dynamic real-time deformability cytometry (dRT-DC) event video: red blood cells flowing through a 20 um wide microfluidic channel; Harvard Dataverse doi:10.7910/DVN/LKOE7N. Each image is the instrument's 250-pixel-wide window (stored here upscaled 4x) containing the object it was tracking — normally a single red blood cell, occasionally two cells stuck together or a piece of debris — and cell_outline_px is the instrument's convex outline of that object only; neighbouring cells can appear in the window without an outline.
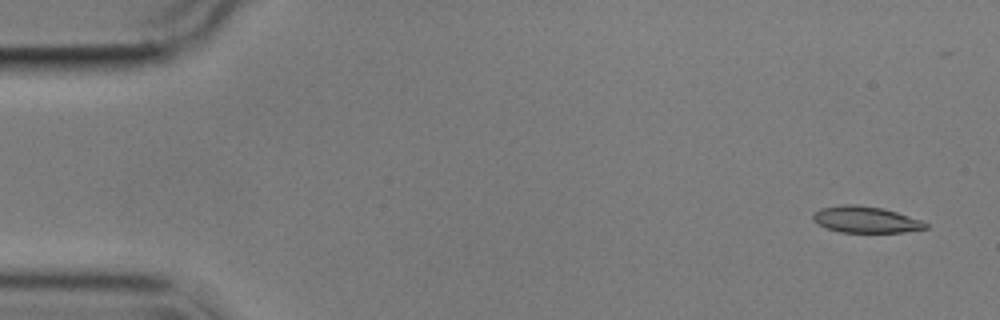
{"species": "common noctule bat (a hibernating species)", "species_latin": "Nyctalus noctula", "temperature_condition": "cold", "stored_images_in_passage": 5, "camera_frame_rate_fps": 3000, "um_per_image_px": 0.085, "animal": {"sex": "male", "body_mass_g": 17.9}, "frame": {"image": 1, "passage_image": 1, "time_ms": 0.0, "image_size_px": [1000, 320], "cell_outline_px": [[928, 228], [904, 232], [840, 232], [816, 224], [812, 220], [812, 216], [820, 208], [840, 204], [856, 204], [884, 208], [920, 220], [928, 224]], "centroid_in_image_um": [73.55, 18.65], "position_along_channel_um": 11.5, "area_um2": 17.34}}
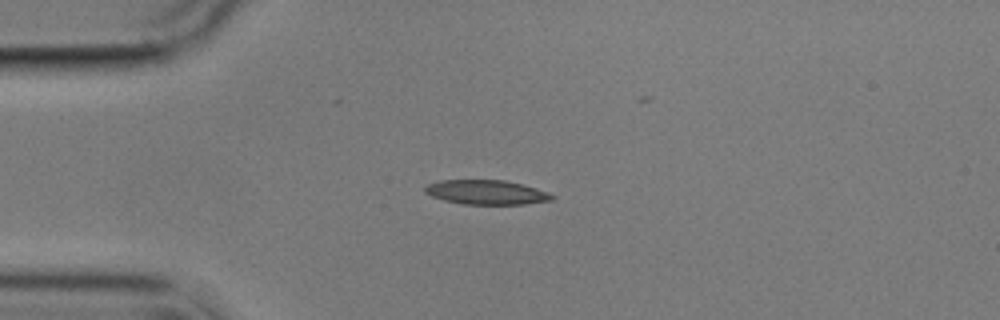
{"frame": {"image": 2, "passage_image": 4, "time_ms": 3.667, "image_size_px": [1000, 320], "cell_outline_px": [[556, 196], [552, 200], [524, 204], [464, 204], [444, 200], [432, 196], [424, 192], [424, 188], [428, 184], [440, 180], [504, 180], [536, 188], [548, 192]], "centroid_in_image_um": [41.34, 16.34], "position_along_channel_um": 43.7, "area_um2": 17.98}}